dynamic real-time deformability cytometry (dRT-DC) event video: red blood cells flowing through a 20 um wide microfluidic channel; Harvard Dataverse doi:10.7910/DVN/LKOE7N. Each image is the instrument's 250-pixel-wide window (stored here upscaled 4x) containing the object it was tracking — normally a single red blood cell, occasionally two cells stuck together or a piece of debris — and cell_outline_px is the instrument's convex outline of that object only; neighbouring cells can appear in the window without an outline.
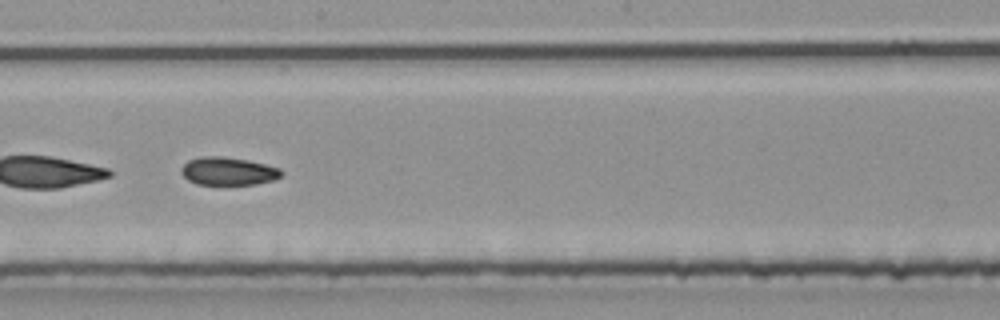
{"species": "common noctule bat (a hibernating species)", "species_latin": "Nyctalus noctula", "temperature_condition": "room temperature", "stored_images_in_passage": 45, "camera_frame_rate_fps": 3000, "um_per_image_px": 0.085, "animal": {"sex": "male", "body_mass_g": 20.4}, "frame": {"image": 1, "passage_image": 28, "time_ms": 9.0, "image_size_px": [1000, 320], "cell_outline_px": [[284, 172], [280, 176], [272, 180], [256, 184], [196, 184], [188, 180], [180, 172], [180, 168], [188, 160], [204, 156], [224, 156], [248, 160], [280, 168]], "centroid_in_image_um": [19.37, 14.54], "position_along_channel_um": 228.8, "area_um2": 16.3}}
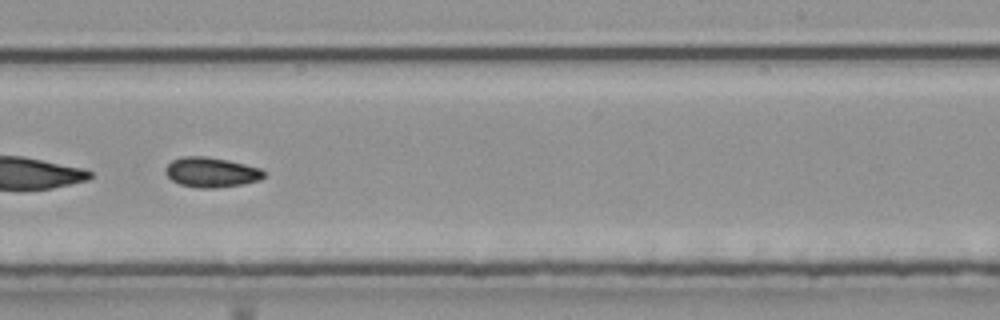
{"frame": {"image": 2, "passage_image": 31, "time_ms": 10.0, "image_size_px": [1000, 320], "cell_outline_px": [[264, 176], [260, 180], [240, 184], [216, 188], [200, 188], [180, 184], [172, 180], [164, 172], [164, 168], [172, 160], [184, 156], [208, 156], [228, 160], [260, 168], [264, 172]], "centroid_in_image_um": [17.93, 14.63], "position_along_channel_um": 271.1, "area_um2": 17.11}}